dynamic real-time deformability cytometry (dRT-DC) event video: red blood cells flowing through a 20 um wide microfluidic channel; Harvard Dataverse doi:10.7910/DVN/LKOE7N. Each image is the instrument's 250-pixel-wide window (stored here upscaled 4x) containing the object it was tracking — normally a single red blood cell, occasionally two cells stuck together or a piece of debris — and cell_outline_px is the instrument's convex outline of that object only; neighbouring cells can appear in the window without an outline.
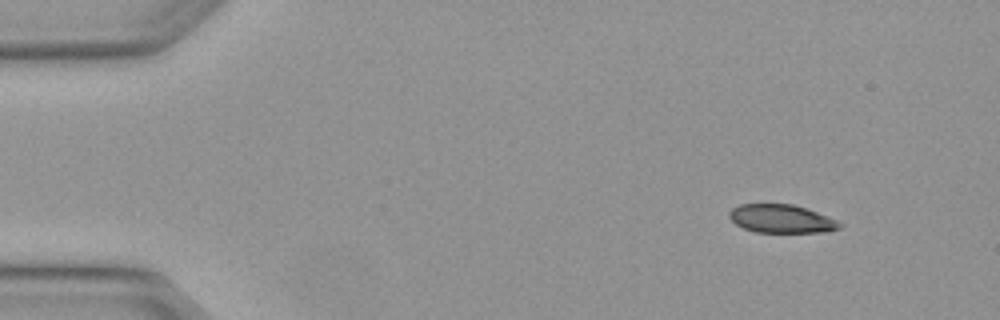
{"species": "Egyptian fruit bat (a non-hibernating species)", "species_latin": "Rousettus aegyptiacus", "temperature_condition": "warm", "stored_images_in_passage": 3, "camera_frame_rate_fps": 3000, "um_per_image_px": 0.085, "animal": {"sex": "female"}, "frame": {"image": 1, "passage_image": 1, "time_ms": 0.0, "image_size_px": [1000, 320], "cell_outline_px": [[844, 224], [840, 228], [824, 232], [756, 232], [744, 228], [736, 224], [728, 216], [728, 212], [732, 208], [740, 204], [792, 204], [828, 216]], "centroid_in_image_um": [66.41, 18.59], "position_along_channel_um": 18.6, "area_um2": 18.15}}
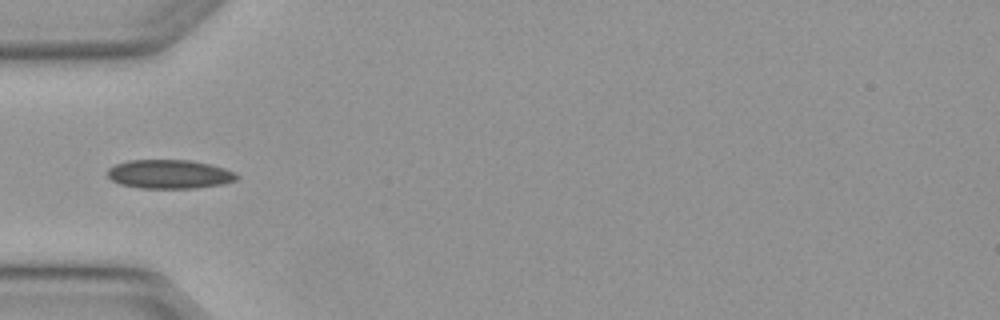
{"frame": {"image": 2, "passage_image": 2, "time_ms": 0.333, "image_size_px": [1000, 320], "cell_outline_px": [[240, 176], [236, 180], [220, 184], [196, 188], [140, 188], [120, 184], [112, 180], [108, 176], [108, 168], [116, 164], [128, 160], [192, 160], [224, 168]], "centroid_in_image_um": [14.38, 14.8], "position_along_channel_um": 70.6, "area_um2": 21.62}}
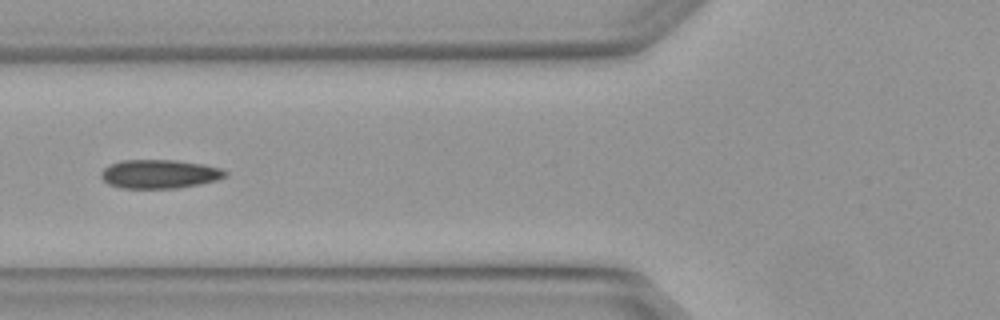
{"frame": {"image": 3, "passage_image": 3, "time_ms": 0.667, "image_size_px": [1000, 320], "cell_outline_px": [[228, 176], [216, 180], [200, 184], [176, 188], [124, 188], [108, 184], [100, 176], [100, 172], [108, 164], [120, 160], [176, 160], [204, 164], [220, 168], [228, 172]], "centroid_in_image_um": [13.55, 14.78], "position_along_channel_um": 112.2, "area_um2": 20.98}}